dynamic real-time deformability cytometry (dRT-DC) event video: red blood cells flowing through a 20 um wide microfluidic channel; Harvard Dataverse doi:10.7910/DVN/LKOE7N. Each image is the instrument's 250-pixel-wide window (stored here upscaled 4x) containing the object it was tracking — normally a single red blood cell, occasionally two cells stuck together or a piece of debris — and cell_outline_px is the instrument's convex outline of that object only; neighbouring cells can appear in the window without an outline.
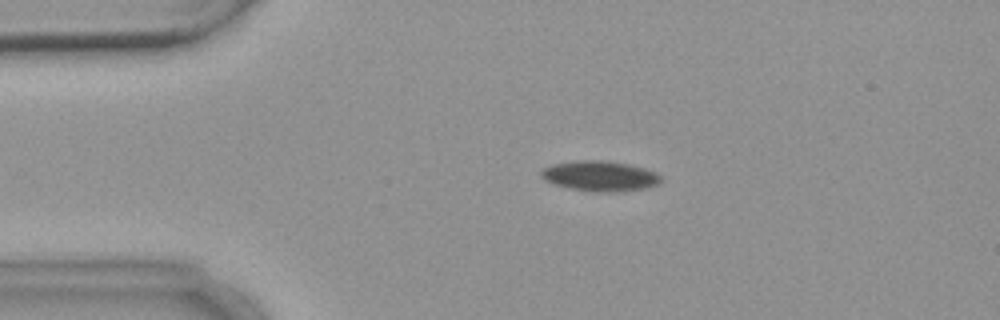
{"species": "common noctule bat (a hibernating species)", "species_latin": "Nyctalus noctula", "temperature_condition": "warm", "stored_images_in_passage": 3, "camera_frame_rate_fps": 3000, "um_per_image_px": 0.085, "animal": {"sex": "female", "body_mass_g": 18.4}, "frame": {"image": 1, "passage_image": 2, "time_ms": 1.0, "image_size_px": [1000, 320], "cell_outline_px": [[660, 180], [656, 184], [644, 188], [608, 192], [596, 192], [572, 188], [556, 184], [540, 176], [540, 172], [544, 168], [552, 164], [576, 160], [604, 160], [628, 164], [644, 168], [656, 172], [660, 176]], "centroid_in_image_um": [50.98, 14.94], "position_along_channel_um": 34.0, "area_um2": 20.69}}